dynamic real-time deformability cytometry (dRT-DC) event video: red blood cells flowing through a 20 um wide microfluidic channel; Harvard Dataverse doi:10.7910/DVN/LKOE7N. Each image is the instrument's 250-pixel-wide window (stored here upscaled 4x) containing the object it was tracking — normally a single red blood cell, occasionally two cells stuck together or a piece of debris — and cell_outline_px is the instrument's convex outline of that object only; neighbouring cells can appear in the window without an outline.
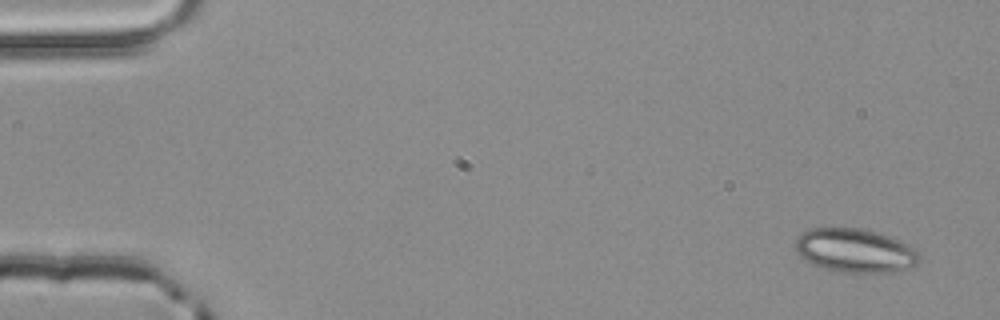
{"species": "common noctule bat (a hibernating species)", "species_latin": "Nyctalus noctula", "temperature_condition": "room temperature", "stored_images_in_passage": 3, "camera_frame_rate_fps": 3000, "um_per_image_px": 0.085, "animal": {"sex": "male", "body_mass_g": 20.4}, "frame": {"image": 1, "passage_image": 1, "time_ms": 0.0, "image_size_px": [1000, 320], "cell_outline_px": [[920, 260], [916, 264], [908, 268], [892, 272], [840, 272], [824, 268], [812, 264], [804, 260], [796, 252], [796, 240], [800, 232], [812, 228], [860, 228], [880, 232], [900, 240], [908, 244], [920, 252]], "centroid_in_image_um": [72.69, 21.29], "position_along_channel_um": 12.3, "area_um2": 31.91}}